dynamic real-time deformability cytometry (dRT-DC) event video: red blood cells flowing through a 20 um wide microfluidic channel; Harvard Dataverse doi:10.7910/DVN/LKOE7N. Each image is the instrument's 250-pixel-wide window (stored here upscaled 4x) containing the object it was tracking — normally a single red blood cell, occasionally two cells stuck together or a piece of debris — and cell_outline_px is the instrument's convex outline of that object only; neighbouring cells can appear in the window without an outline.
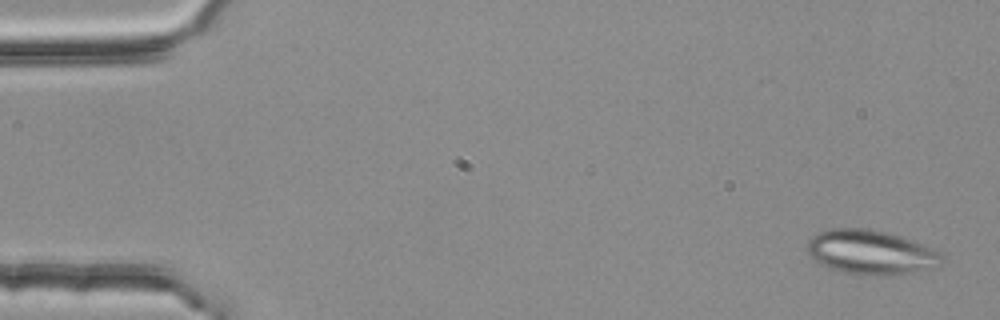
{"species": "common noctule bat (a hibernating species)", "species_latin": "Nyctalus noctula", "temperature_condition": "room temperature", "stored_images_in_passage": 54, "segment_of_instrument_passage": [1, 2], "camera_frame_rate_fps": 3000, "um_per_image_px": 0.085, "animal": {"sex": "female", "body_mass_g": 25.1}, "frame": {"image": 1, "passage_image": 2, "time_ms": 0.333, "image_size_px": [1000, 320], "cell_outline_px": [[944, 256], [940, 264], [936, 268], [892, 276], [860, 276], [844, 272], [820, 264], [804, 248], [808, 240], [812, 236], [828, 228], [868, 228], [888, 232], [912, 240], [940, 252]], "centroid_in_image_um": [74.03, 21.46], "position_along_channel_um": 11.0, "area_um2": 35.32}}